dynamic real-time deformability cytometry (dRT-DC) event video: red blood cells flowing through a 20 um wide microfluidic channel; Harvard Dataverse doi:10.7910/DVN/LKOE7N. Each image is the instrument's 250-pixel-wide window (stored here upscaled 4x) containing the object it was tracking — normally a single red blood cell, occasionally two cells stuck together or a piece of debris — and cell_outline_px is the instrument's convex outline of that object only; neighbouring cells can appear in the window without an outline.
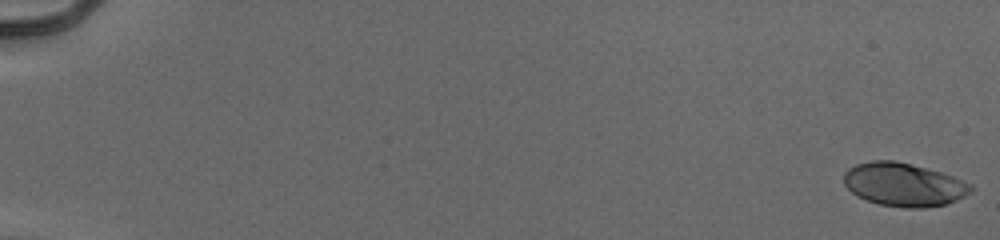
{"species": "human", "species_latin": "Homo sapiens", "temperature_condition": "cold", "stored_images_in_passage": 55, "camera_frame_rate_fps": 3000, "um_per_image_px": 0.085, "donor": {"sex": "male"}, "frame": {"image": 1, "passage_image": 1, "time_ms": 0.0, "image_size_px": [1000, 240], "cell_outline_px": [[972, 192], [956, 200], [944, 204], [924, 208], [904, 208], [880, 204], [856, 196], [844, 184], [844, 172], [848, 168], [856, 164], [872, 160], [896, 160], [912, 164], [940, 172], [952, 176], [972, 184]], "centroid_in_image_um": [76.8, 15.68], "position_along_channel_um": 8.2, "area_um2": 32.08}}
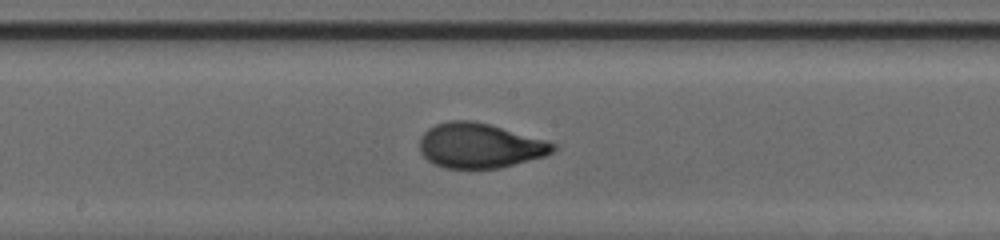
{"frame": {"image": 2, "passage_image": 32, "time_ms": 10.333, "image_size_px": [1000, 240], "cell_outline_px": [[560, 148], [544, 156], [500, 168], [444, 168], [428, 160], [420, 152], [420, 136], [428, 128], [436, 124], [448, 120], [472, 120], [488, 124], [544, 140], [556, 144]], "centroid_in_image_um": [40.76, 12.38], "position_along_channel_um": 207.4, "area_um2": 34.68}}
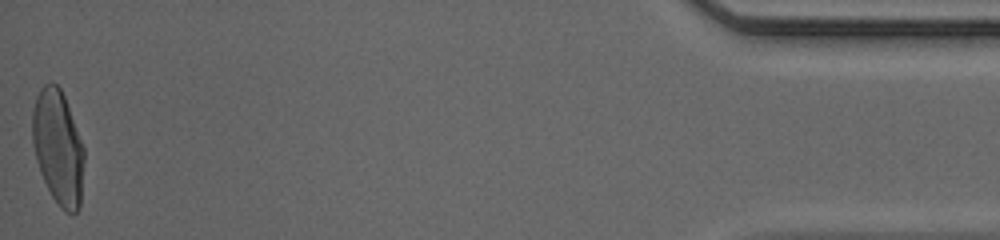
{"frame": {"image": 3, "passage_image": 55, "time_ms": 18.0, "image_size_px": [1000, 240], "cell_outline_px": [[84, 160], [80, 208], [72, 216], [64, 212], [60, 208], [52, 196], [40, 172], [36, 160], [32, 144], [32, 108], [36, 96], [40, 88], [44, 84], [52, 80], [60, 88], [64, 96], [84, 148]], "centroid_in_image_um": [4.92, 12.54], "position_along_channel_um": 430.3, "area_um2": 34.85}, "authors_computed_cell_mechanics": {"area_um2": 33.5818, "velocity_mm_per_s": 3.961, "shape_relaxation_time_tau1_ms": 3.7409, "shape_relaxation_time_tau2_ms": null, "deformation_change_tau1": 0.2005, "deformation_change_tau2": null}}